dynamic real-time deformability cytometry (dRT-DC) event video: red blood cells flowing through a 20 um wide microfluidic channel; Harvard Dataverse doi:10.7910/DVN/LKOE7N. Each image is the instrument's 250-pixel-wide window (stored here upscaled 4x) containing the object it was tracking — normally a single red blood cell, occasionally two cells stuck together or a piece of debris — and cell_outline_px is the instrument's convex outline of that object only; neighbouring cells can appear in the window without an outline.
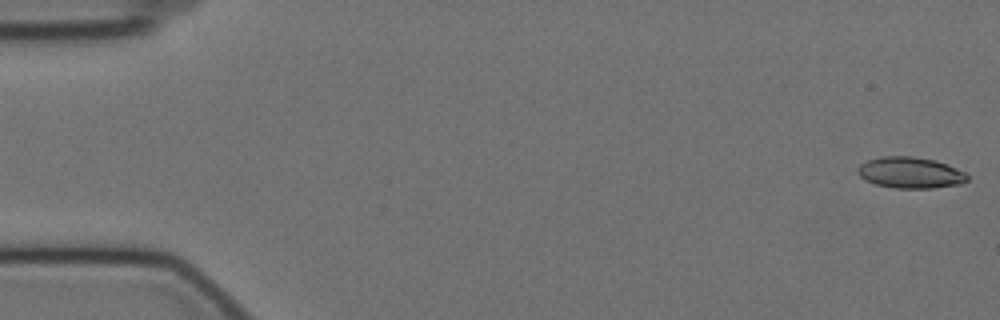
{"species": "Egyptian fruit bat (a non-hibernating species)", "species_latin": "Rousettus aegyptiacus", "temperature_condition": "cold", "stored_images_in_passage": 58, "camera_frame_rate_fps": 3000, "um_per_image_px": 0.085, "animal": {"sex": "female"}, "frame": {"image": 1, "passage_image": 1, "time_ms": 0.0, "image_size_px": [1000, 320], "cell_outline_px": [[968, 180], [960, 184], [932, 188], [896, 188], [876, 184], [864, 180], [860, 176], [860, 164], [868, 160], [880, 156], [912, 156], [936, 160], [956, 168], [964, 172], [968, 176]], "centroid_in_image_um": [77.4, 14.67], "position_along_channel_um": 7.6, "area_um2": 19.77}}
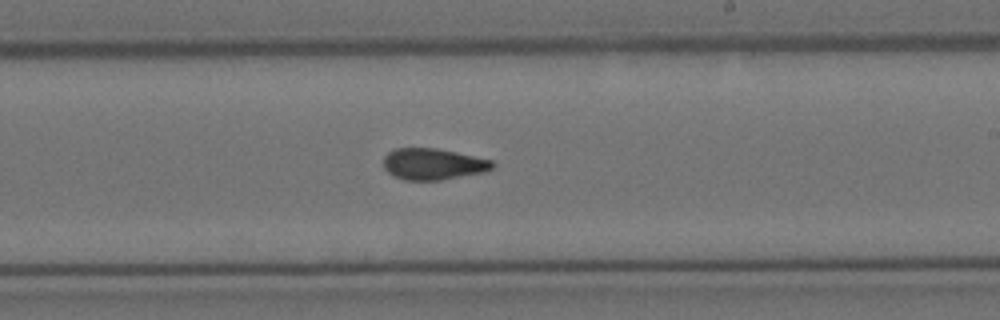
{"frame": {"image": 2, "passage_image": 34, "time_ms": 11.0, "image_size_px": [1000, 320], "cell_outline_px": [[496, 164], [492, 168], [484, 172], [440, 180], [404, 180], [388, 172], [384, 168], [384, 156], [388, 152], [396, 148], [436, 148], [456, 152], [492, 160]], "centroid_in_image_um": [36.82, 13.94], "position_along_channel_um": 252.2, "area_um2": 19.83}}
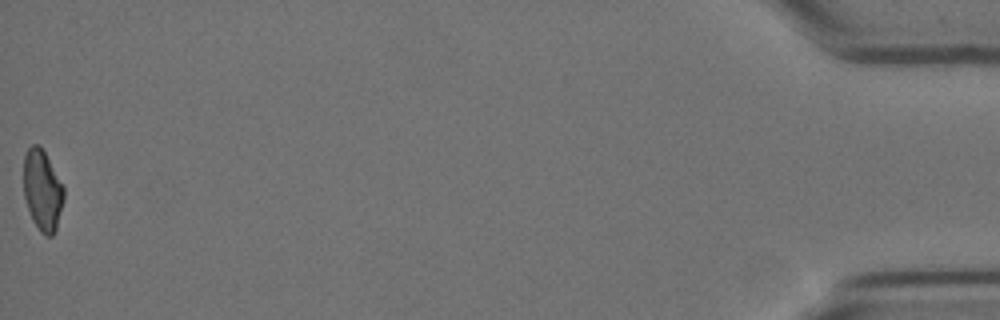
{"frame": {"image": 3, "passage_image": 58, "time_ms": 19.0, "image_size_px": [1000, 320], "cell_outline_px": [[64, 200], [56, 232], [52, 236], [44, 236], [40, 232], [32, 220], [24, 196], [24, 152], [32, 144], [40, 144], [64, 188]], "centroid_in_image_um": [3.61, 16.2], "position_along_channel_um": 431.6, "area_um2": 19.07}, "authors_computed_cell_mechanics": {"area_um2": 20.0566, "velocity_mm_per_s": 3.4906, "shape_relaxation_time_tau1_ms": null, "shape_relaxation_time_tau2_ms": 2.6149, "deformation_change_tau1": null, "deformation_change_tau2": 0.0711}}